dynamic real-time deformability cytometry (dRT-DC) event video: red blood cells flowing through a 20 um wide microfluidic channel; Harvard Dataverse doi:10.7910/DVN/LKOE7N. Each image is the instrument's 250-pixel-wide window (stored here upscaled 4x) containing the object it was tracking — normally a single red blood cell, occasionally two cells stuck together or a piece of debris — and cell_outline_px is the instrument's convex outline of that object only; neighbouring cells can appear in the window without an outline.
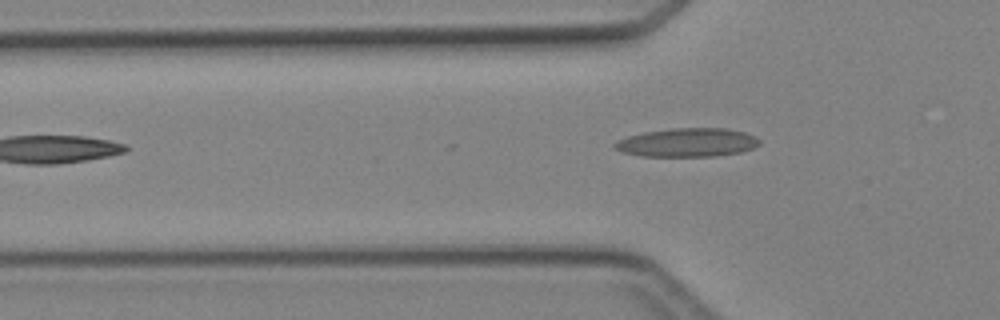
{"species": "Egyptian fruit bat (a non-hibernating species)", "species_latin": "Rousettus aegyptiacus", "temperature_condition": "cold", "stored_images_in_passage": 4, "camera_frame_rate_fps": 3000, "um_per_image_px": 0.085, "animal": {"sex": "female"}, "frame": {"image": 1, "passage_image": 3, "time_ms": 2.333, "image_size_px": [1000, 320], "cell_outline_px": [[760, 144], [752, 148], [740, 152], [712, 156], [644, 156], [624, 152], [612, 148], [612, 144], [616, 140], [628, 136], [644, 132], [672, 128], [724, 128], [744, 132], [756, 136], [760, 140]], "centroid_in_image_um": [58.4, 12.1], "position_along_channel_um": 67.4, "area_um2": 24.16}}
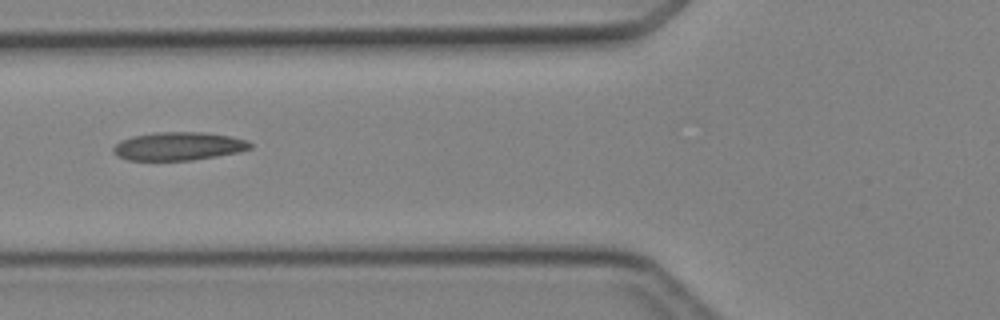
{"frame": {"image": 2, "passage_image": 4, "time_ms": 3.333, "image_size_px": [1000, 320], "cell_outline_px": [[252, 148], [240, 152], [192, 160], [128, 160], [116, 156], [112, 152], [112, 148], [120, 140], [132, 136], [156, 132], [204, 132], [232, 136], [248, 140], [252, 144]], "centroid_in_image_um": [15.18, 12.42], "position_along_channel_um": 110.6, "area_um2": 22.77}}